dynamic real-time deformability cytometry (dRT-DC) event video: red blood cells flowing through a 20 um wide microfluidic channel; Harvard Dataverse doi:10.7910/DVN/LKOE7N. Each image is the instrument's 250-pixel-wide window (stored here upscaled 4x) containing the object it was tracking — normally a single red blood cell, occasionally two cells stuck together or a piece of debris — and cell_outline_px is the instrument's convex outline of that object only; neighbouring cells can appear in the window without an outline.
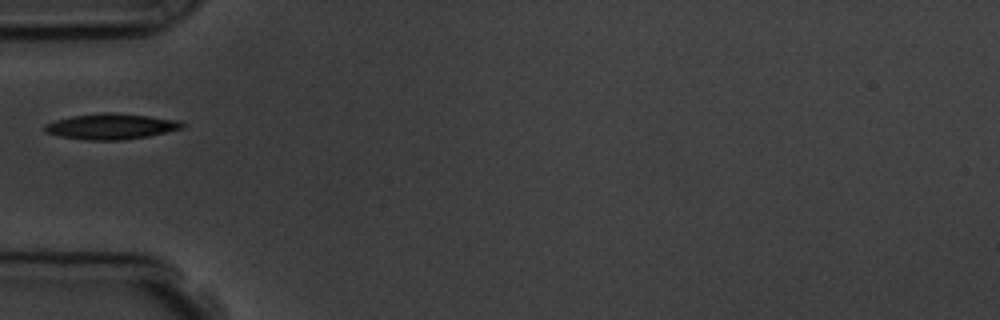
{"species": "common noctule bat (a hibernating species)", "species_latin": "Nyctalus noctula", "temperature_condition": "room temperature", "stored_images_in_passage": 3, "camera_frame_rate_fps": 3000, "um_per_image_px": 0.085, "animal": {"sex": "male", "body_mass_g": 19.5, "forearm_length_mm": 54.6}, "frame": {"image": 1, "passage_image": 3, "time_ms": 3.0, "image_size_px": [1000, 320], "cell_outline_px": [[184, 128], [148, 136], [120, 140], [84, 140], [60, 136], [44, 132], [44, 124], [56, 120], [72, 116], [100, 112], [108, 112], [148, 116], [180, 120], [184, 124]], "centroid_in_image_um": [9.43, 10.74], "position_along_channel_um": 75.6, "area_um2": 20.58}}